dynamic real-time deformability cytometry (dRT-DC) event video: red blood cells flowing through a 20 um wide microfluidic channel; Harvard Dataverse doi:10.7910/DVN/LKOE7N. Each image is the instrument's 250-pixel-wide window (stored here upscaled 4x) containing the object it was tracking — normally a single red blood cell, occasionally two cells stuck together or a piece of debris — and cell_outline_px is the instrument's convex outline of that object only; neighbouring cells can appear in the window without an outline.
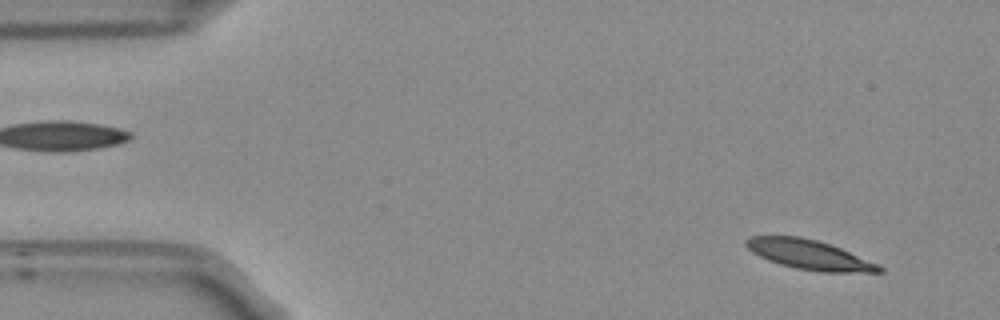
{"species": "Egyptian fruit bat (a non-hibernating species)", "species_latin": "Rousettus aegyptiacus", "temperature_condition": "room temperature", "stored_images_in_passage": 53, "camera_frame_rate_fps": 3000, "um_per_image_px": 0.085, "frame": {"image": 1, "passage_image": 4, "time_ms": 1.0, "image_size_px": [1000, 320], "cell_outline_px": [[884, 272], [820, 272], [796, 268], [780, 264], [768, 260], [752, 252], [744, 244], [744, 240], [752, 236], [800, 236], [816, 240], [840, 248], [876, 264], [884, 268]], "centroid_in_image_um": [68.74, 21.65], "position_along_channel_um": 16.3, "area_um2": 22.6}}
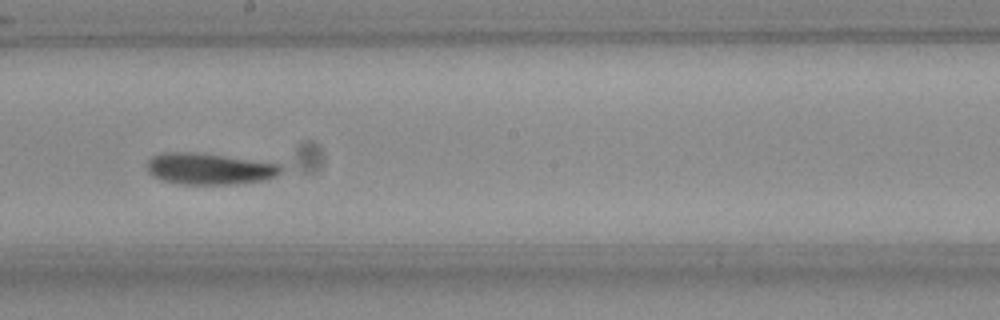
{"frame": {"image": 2, "passage_image": 29, "time_ms": 9.333, "image_size_px": [1000, 320], "cell_outline_px": [[284, 172], [276, 176], [264, 180], [232, 184], [180, 184], [160, 180], [152, 176], [148, 172], [148, 160], [152, 156], [164, 152], [196, 152], [284, 164]], "centroid_in_image_um": [17.83, 14.34], "position_along_channel_um": 230.4, "area_um2": 24.8}}
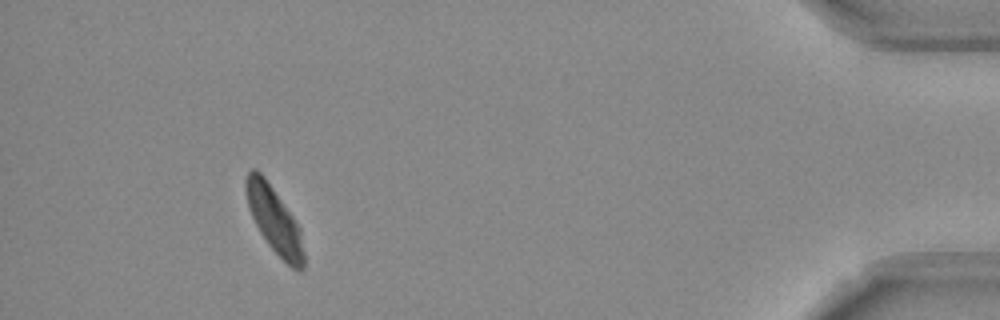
{"frame": {"image": 3, "passage_image": 49, "time_ms": 16.0, "image_size_px": [1000, 320], "cell_outline_px": [[304, 268], [300, 272], [292, 268], [268, 244], [260, 232], [252, 216], [248, 204], [244, 188], [244, 180], [248, 172], [252, 168], [256, 168], [264, 176], [292, 216], [300, 228], [304, 252]], "centroid_in_image_um": [23.31, 18.69], "position_along_channel_um": 411.9, "area_um2": 22.02}, "authors_computed_cell_mechanics": {"area_um2": 23.6402, "velocity_mm_per_s": 3.7199, "shape_relaxation_time_tau1_ms": 5.657, "shape_relaxation_time_tau2_ms": 3.7195, "deformation_change_tau1": 0.1723, "deformation_change_tau2": 0.0938}}